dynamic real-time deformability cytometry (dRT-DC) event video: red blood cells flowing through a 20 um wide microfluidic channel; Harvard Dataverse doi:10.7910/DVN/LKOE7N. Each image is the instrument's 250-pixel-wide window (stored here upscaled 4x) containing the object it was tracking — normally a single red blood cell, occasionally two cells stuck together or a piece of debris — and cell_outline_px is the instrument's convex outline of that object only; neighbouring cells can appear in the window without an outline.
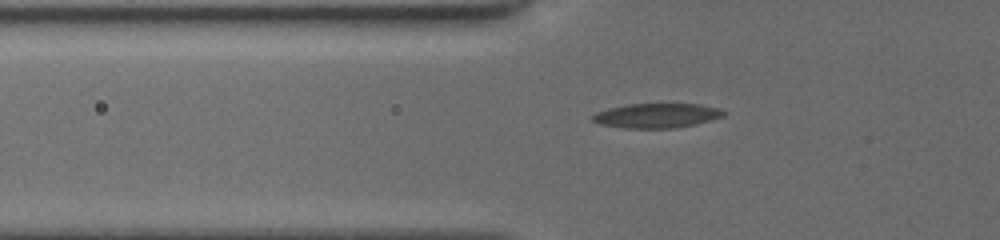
{"species": "common noctule bat (a hibernating species)", "species_latin": "Nyctalus noctula", "temperature_condition": "cold", "stored_images_in_passage": 41, "camera_frame_rate_fps": 3000, "um_per_image_px": 0.085, "animal": {"sex": "female", "body_mass_g": 19.5, "forearm_length_mm": 54.1}, "frame": {"image": 1, "passage_image": 7, "time_ms": 2.0, "image_size_px": [1000, 240], "cell_outline_px": [[728, 112], [720, 116], [708, 120], [676, 128], [624, 128], [600, 124], [592, 120], [592, 116], [596, 112], [608, 108], [628, 104], [700, 104], [720, 108]], "centroid_in_image_um": [55.79, 9.82], "position_along_channel_um": 70.0, "area_um2": 18.55}}
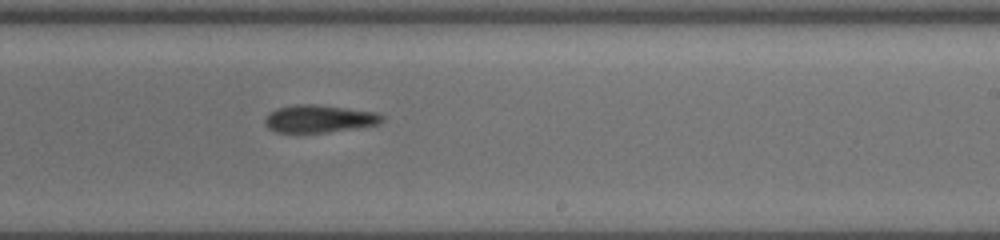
{"frame": {"image": 2, "passage_image": 22, "time_ms": 7.0, "image_size_px": [1000, 240], "cell_outline_px": [[384, 120], [376, 124], [356, 128], [324, 132], [276, 132], [268, 128], [264, 124], [264, 120], [268, 112], [276, 108], [296, 104], [316, 104], [376, 112], [384, 116]], "centroid_in_image_um": [27.08, 10.08], "position_along_channel_um": 261.9, "area_um2": 18.79}}
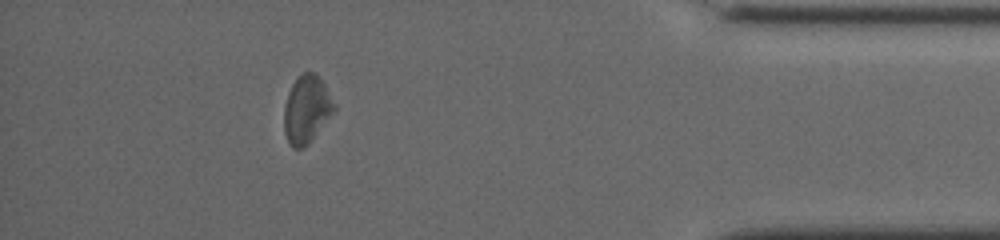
{"frame": {"image": 3, "passage_image": 36, "time_ms": 11.667, "image_size_px": [1000, 240], "cell_outline_px": [[336, 108], [312, 136], [300, 148], [292, 148], [288, 144], [284, 132], [284, 108], [288, 92], [292, 84], [304, 72], [316, 72], [324, 84], [336, 104]], "centroid_in_image_um": [26.03, 9.24], "position_along_channel_um": 409.2, "area_um2": 19.13}, "authors_computed_cell_mechanics": {"area_um2": 19.074, "velocity_mm_per_s": 3.9227, "shape_relaxation_time_tau1_ms": null, "shape_relaxation_time_tau2_ms": 5.5798, "deformation_change_tau1": null, "deformation_change_tau2": 0.1513}}